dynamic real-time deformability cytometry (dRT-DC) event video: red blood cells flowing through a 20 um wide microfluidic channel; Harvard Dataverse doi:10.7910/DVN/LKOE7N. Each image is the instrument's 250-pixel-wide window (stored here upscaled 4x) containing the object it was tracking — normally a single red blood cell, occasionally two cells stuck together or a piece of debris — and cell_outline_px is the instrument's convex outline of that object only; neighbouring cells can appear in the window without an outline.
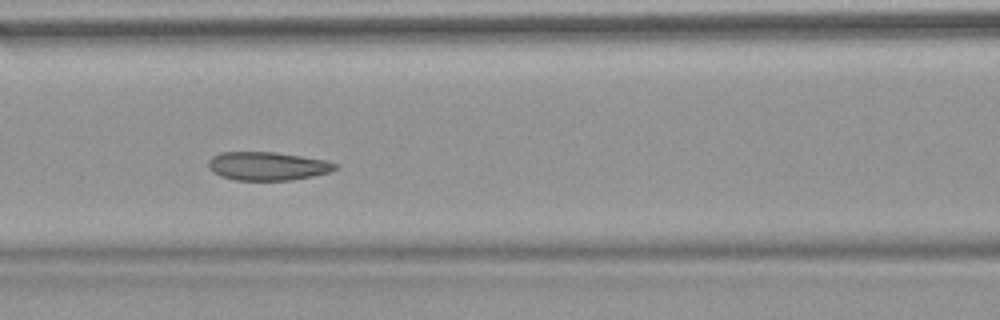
{"species": "common noctule bat (a hibernating species)", "species_latin": "Nyctalus noctula", "temperature_condition": "warm", "stored_images_in_passage": 54, "camera_frame_rate_fps": 3000, "um_per_image_px": 0.085, "animal": {"sex": "female", "body_mass_g": 18.4}, "frame": {"image": 1, "passage_image": 24, "time_ms": 7.667, "image_size_px": [1000, 320], "cell_outline_px": [[340, 168], [328, 172], [312, 176], [292, 180], [236, 180], [220, 176], [212, 172], [208, 168], [208, 160], [212, 156], [220, 152], [272, 152], [328, 160], [340, 164]], "centroid_in_image_um": [22.75, 14.11], "position_along_channel_um": 143.9, "area_um2": 21.21}, "authors_computed_cell_mechanics": {"area_um2": 22.0218, "velocity_mm_per_s": 3.7592, "shape_relaxation_time_tau1_ms": 3.2645, "shape_relaxation_time_tau2_ms": 2.7274, "deformation_change_tau1": 0.0704, "deformation_change_tau2": 0.0671}}